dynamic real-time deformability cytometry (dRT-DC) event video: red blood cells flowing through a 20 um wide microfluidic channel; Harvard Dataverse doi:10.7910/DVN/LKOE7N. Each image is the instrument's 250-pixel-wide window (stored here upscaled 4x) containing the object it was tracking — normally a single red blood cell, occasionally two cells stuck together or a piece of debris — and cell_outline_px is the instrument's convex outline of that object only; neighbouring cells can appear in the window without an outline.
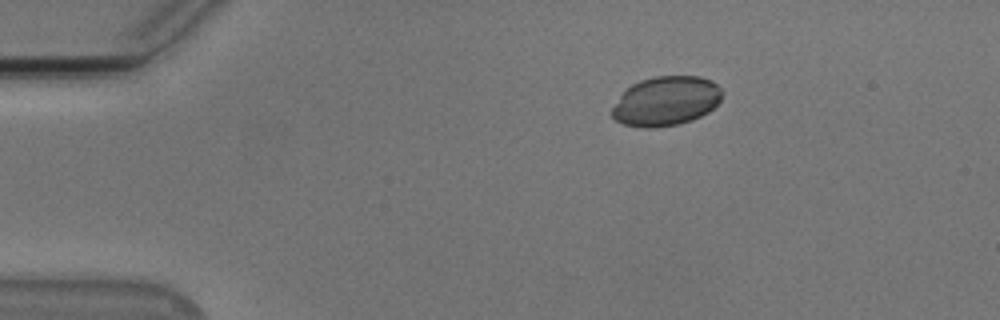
{"species": "Egyptian fruit bat (a non-hibernating species)", "species_latin": "Rousettus aegyptiacus", "temperature_condition": "cold", "stored_images_in_passage": 46, "camera_frame_rate_fps": 3000, "um_per_image_px": 0.085, "animal": {"sex": "male"}, "frame": {"image": 1, "passage_image": 1, "time_ms": 0.0, "image_size_px": [1000, 320], "cell_outline_px": [[724, 92], [720, 100], [708, 112], [692, 120], [676, 124], [656, 128], [644, 128], [624, 124], [616, 120], [612, 116], [612, 108], [620, 96], [632, 84], [640, 80], [656, 76], [700, 76], [712, 80]], "centroid_in_image_um": [56.63, 8.59], "position_along_channel_um": 28.4, "area_um2": 31.62}}
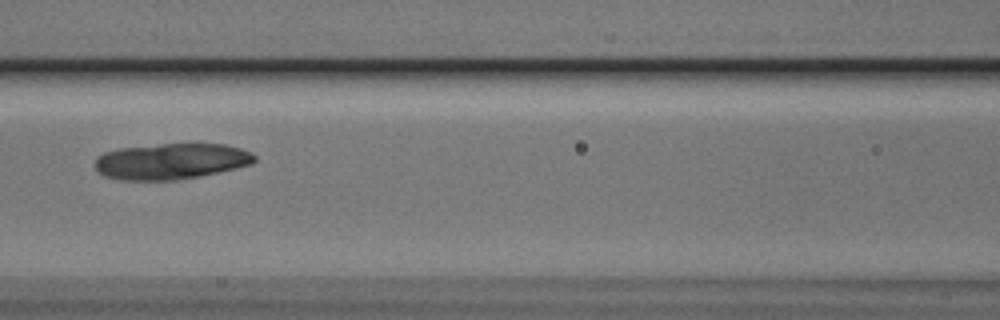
{"frame": {"image": 2, "passage_image": 16, "time_ms": 5.0, "image_size_px": [1000, 320], "cell_outline_px": [[256, 160], [252, 164], [236, 168], [200, 176], [176, 180], [120, 180], [104, 176], [96, 172], [96, 156], [104, 152], [120, 148], [196, 140], [224, 144], [240, 148], [252, 152], [256, 156]], "centroid_in_image_um": [14.58, 13.67], "position_along_channel_um": 152.0, "area_um2": 34.56}}
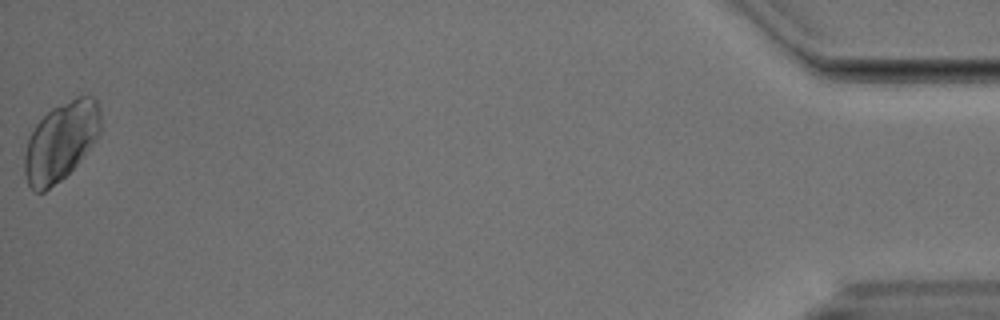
{"frame": {"image": 3, "passage_image": 46, "time_ms": 15.0, "image_size_px": [1000, 320], "cell_outline_px": [[100, 132], [92, 144], [76, 164], [60, 180], [44, 192], [36, 192], [28, 184], [24, 172], [24, 152], [28, 140], [36, 124], [52, 108], [76, 96], [92, 96], [96, 100], [100, 108]], "centroid_in_image_um": [5.16, 12.01], "position_along_channel_um": 430.0, "area_um2": 34.39}}